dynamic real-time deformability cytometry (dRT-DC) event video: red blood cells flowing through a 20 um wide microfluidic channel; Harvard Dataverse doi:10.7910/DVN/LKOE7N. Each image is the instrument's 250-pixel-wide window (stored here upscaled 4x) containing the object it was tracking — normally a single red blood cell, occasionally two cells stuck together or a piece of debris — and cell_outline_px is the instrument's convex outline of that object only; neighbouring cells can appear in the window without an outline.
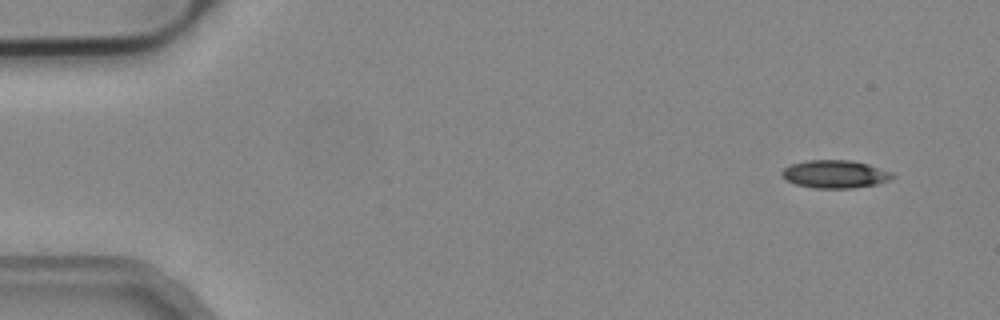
{"species": "common noctule bat (a hibernating species)", "species_latin": "Nyctalus noctula", "temperature_condition": "cold", "stored_images_in_passage": 5, "camera_frame_rate_fps": 3000, "um_per_image_px": 0.085, "animal": {"sex": "male", "body_mass_g": 19.2, "forearm_length_mm": 51.8}, "frame": {"image": 1, "passage_image": 1, "time_ms": 0.0, "image_size_px": [1000, 320], "cell_outline_px": [[896, 176], [888, 180], [876, 184], [848, 188], [816, 188], [796, 184], [784, 180], [780, 172], [784, 168], [792, 164], [808, 160], [852, 160], [868, 164], [892, 172]], "centroid_in_image_um": [70.96, 14.79], "position_along_channel_um": 14.0, "area_um2": 17.92}}